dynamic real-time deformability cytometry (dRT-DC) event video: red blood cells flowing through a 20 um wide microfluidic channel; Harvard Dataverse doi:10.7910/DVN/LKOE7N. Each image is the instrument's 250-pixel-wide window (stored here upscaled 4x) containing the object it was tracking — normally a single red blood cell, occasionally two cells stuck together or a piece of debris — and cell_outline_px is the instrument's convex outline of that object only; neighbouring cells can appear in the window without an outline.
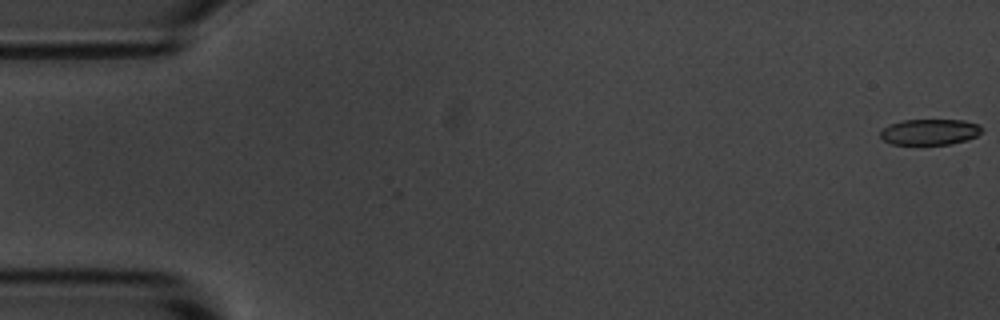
{"species": "common noctule bat (a hibernating species)", "species_latin": "Nyctalus noctula", "temperature_condition": "room temperature", "stored_images_in_passage": 6, "camera_frame_rate_fps": 3000, "um_per_image_px": 0.085, "animal": {"sex": "male", "body_mass_g": 20.1, "forearm_length_mm": 53.5}, "frame": {"image": 1, "passage_image": 1, "time_ms": 0.0, "image_size_px": [1000, 320], "cell_outline_px": [[984, 128], [976, 136], [952, 144], [892, 144], [884, 140], [880, 136], [880, 132], [884, 128], [900, 120], [964, 120], [980, 124]], "centroid_in_image_um": [79.06, 11.2], "position_along_channel_um": 5.9, "area_um2": 15.2}}
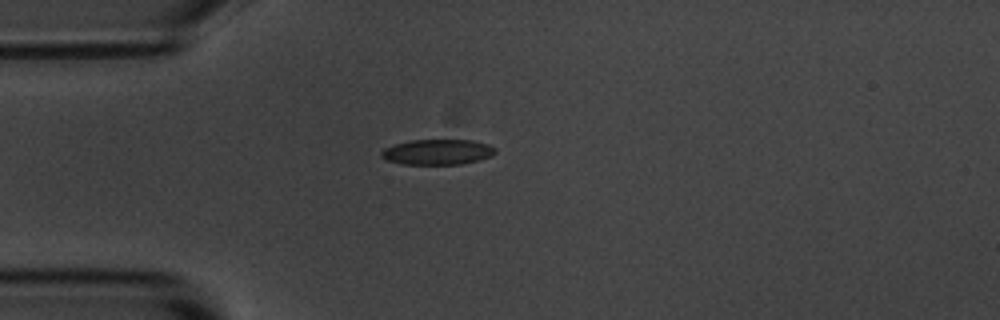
{"frame": {"image": 2, "passage_image": 5, "time_ms": 4.667, "image_size_px": [1000, 320], "cell_outline_px": [[496, 152], [492, 156], [480, 160], [460, 164], [400, 164], [388, 160], [380, 156], [380, 152], [384, 148], [408, 140], [472, 140], [488, 144], [496, 148]], "centroid_in_image_um": [37.2, 12.92], "position_along_channel_um": 47.8, "area_um2": 16.94}}